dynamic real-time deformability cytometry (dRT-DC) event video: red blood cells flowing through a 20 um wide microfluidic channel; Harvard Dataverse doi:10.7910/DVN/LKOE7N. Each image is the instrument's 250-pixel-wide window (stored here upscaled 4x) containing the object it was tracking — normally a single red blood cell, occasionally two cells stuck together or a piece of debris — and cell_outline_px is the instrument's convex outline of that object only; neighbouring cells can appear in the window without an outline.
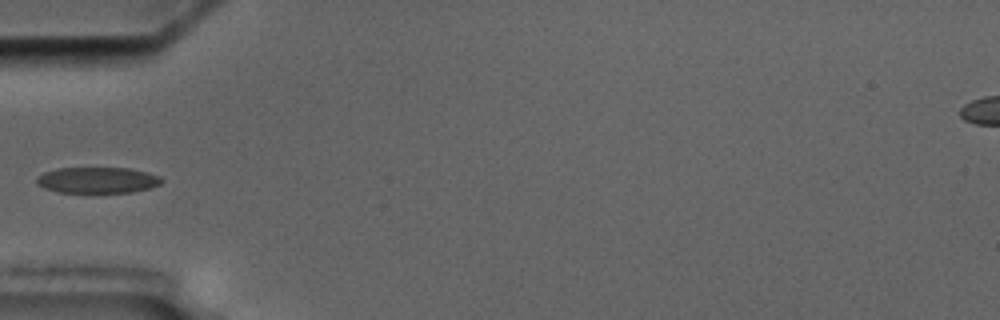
{"species": "common noctule bat (a hibernating species)", "species_latin": "Nyctalus noctula", "temperature_condition": "cold", "stored_images_in_passage": 7, "camera_frame_rate_fps": 3000, "um_per_image_px": 0.085, "animal": {"sex": "male", "body_mass_g": 17.5, "forearm_length_mm": 52.3}, "frame": {"image": 1, "passage_image": 7, "time_ms": 7.0, "image_size_px": [1000, 320], "cell_outline_px": [[164, 180], [160, 184], [148, 188], [132, 192], [60, 192], [44, 188], [36, 184], [36, 176], [44, 172], [60, 168], [128, 168], [148, 172], [160, 176]], "centroid_in_image_um": [8.28, 15.3], "position_along_channel_um": 76.7, "area_um2": 18.9}}